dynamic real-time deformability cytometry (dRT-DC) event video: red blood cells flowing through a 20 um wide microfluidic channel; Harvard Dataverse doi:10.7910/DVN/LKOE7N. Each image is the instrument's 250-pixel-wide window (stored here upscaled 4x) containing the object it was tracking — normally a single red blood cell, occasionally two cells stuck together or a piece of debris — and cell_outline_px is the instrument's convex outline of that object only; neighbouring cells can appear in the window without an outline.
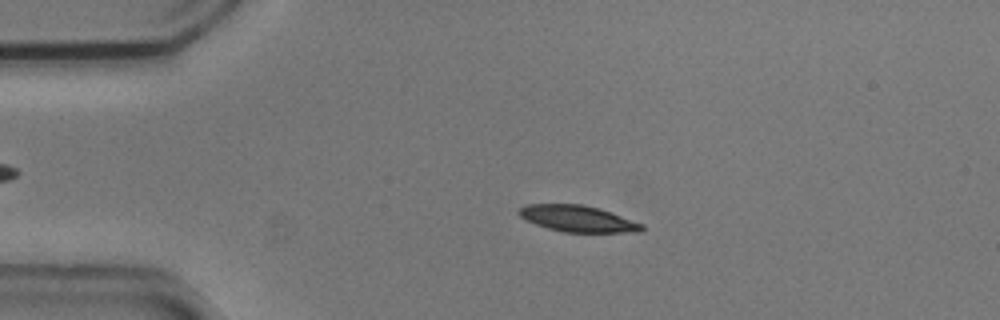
{"species": "common noctule bat (a hibernating species)", "species_latin": "Nyctalus noctula", "temperature_condition": "cold", "stored_images_in_passage": 44, "camera_frame_rate_fps": 3000, "um_per_image_px": 0.085, "animal": {"sex": "male", "body_mass_g": 20.5, "forearm_length_mm": 52.5}, "frame": {"image": 1, "passage_image": 1, "time_ms": 0.0, "image_size_px": [1000, 320], "cell_outline_px": [[644, 228], [640, 232], [564, 232], [548, 228], [536, 224], [520, 216], [516, 212], [520, 208], [528, 204], [584, 204], [600, 208], [612, 212], [644, 224]], "centroid_in_image_um": [49.15, 18.58], "position_along_channel_um": 35.9, "area_um2": 18.9}}
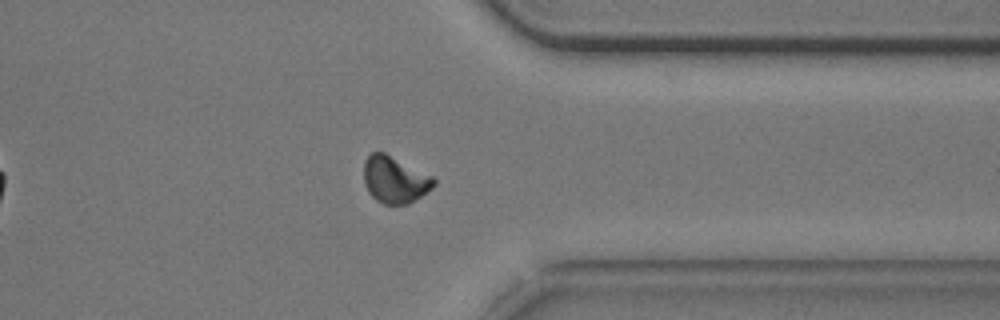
{"frame": {"image": 2, "passage_image": 32, "time_ms": 10.333, "image_size_px": [1000, 320], "cell_outline_px": [[436, 184], [432, 188], [408, 204], [384, 204], [376, 200], [368, 192], [364, 184], [364, 164], [368, 156], [372, 152], [384, 152], [432, 176], [436, 180]], "centroid_in_image_um": [33.54, 15.28], "position_along_channel_um": 377.9, "area_um2": 18.9}}
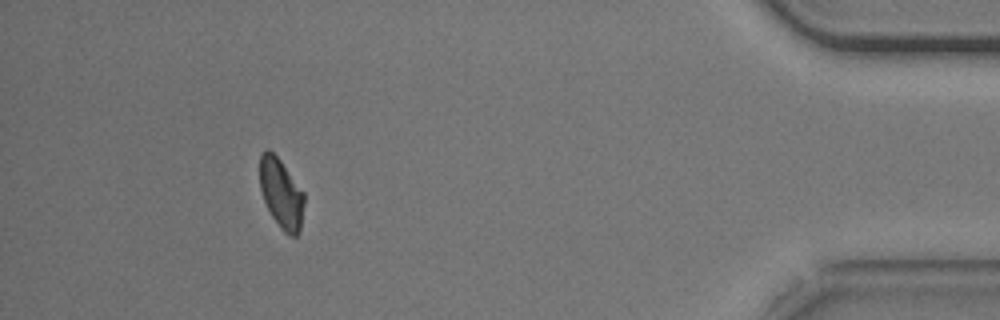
{"frame": {"image": 3, "passage_image": 39, "time_ms": 12.667, "image_size_px": [1000, 320], "cell_outline_px": [[304, 204], [300, 228], [296, 236], [288, 236], [280, 228], [272, 216], [264, 200], [260, 188], [260, 156], [268, 148], [280, 160], [304, 192]], "centroid_in_image_um": [23.91, 16.46], "position_along_channel_um": 411.3, "area_um2": 17.8}, "authors_computed_cell_mechanics": {"area_um2": 19.2474, "velocity_mm_per_s": 3.7112, "shape_relaxation_time_tau1_ms": 2.1089, "shape_relaxation_time_tau2_ms": null, "deformation_change_tau1": 0.1134, "deformation_change_tau2": null}}